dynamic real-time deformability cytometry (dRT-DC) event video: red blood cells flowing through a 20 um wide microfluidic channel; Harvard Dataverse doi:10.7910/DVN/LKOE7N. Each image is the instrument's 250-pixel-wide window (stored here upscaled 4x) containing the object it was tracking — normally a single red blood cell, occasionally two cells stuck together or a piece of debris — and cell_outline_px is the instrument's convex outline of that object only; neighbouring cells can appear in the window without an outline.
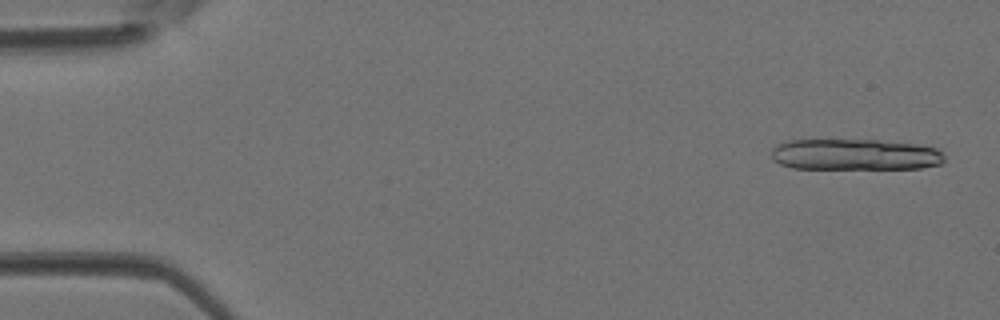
{"species": "Egyptian fruit bat (a non-hibernating species)", "species_latin": "Rousettus aegyptiacus", "temperature_condition": "room temperature", "stored_images_in_passage": 12, "camera_frame_rate_fps": 3000, "um_per_image_px": 0.085, "animal": {"sex": "female"}, "frame": {"image": 1, "passage_image": 2, "time_ms": 0.333, "image_size_px": [1000, 320], "cell_outline_px": [[944, 160], [940, 164], [920, 168], [792, 168], [780, 164], [772, 160], [772, 148], [776, 144], [784, 140], [876, 140], [916, 144], [936, 148], [944, 156]], "centroid_in_image_um": [72.62, 13.13], "position_along_channel_um": 12.4, "area_um2": 31.39}}